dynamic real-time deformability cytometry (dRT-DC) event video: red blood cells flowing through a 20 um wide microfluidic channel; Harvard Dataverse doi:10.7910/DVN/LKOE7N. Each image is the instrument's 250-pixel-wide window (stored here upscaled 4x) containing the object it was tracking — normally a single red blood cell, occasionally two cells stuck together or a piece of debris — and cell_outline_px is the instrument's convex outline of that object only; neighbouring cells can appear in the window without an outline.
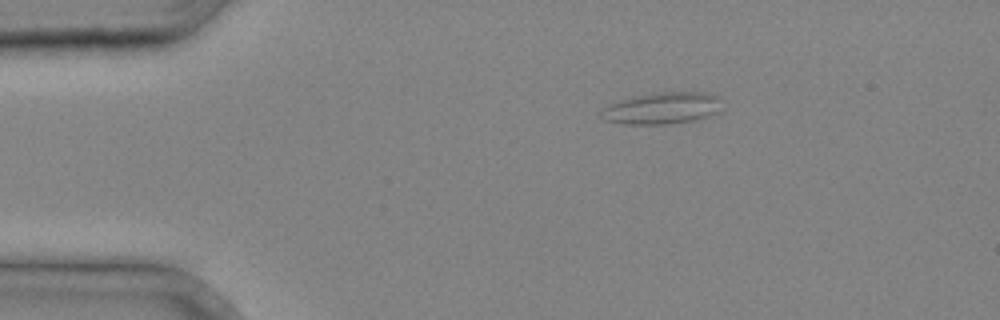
{"species": "common noctule bat (a hibernating species)", "species_latin": "Nyctalus noctula", "temperature_condition": "cold", "stored_images_in_passage": 6, "camera_frame_rate_fps": 3000, "um_per_image_px": 0.085, "animal": {"sex": "male", "body_mass_g": 20.4}, "frame": {"image": 1, "passage_image": 1, "time_ms": 0.0, "image_size_px": [1000, 320], "cell_outline_px": [[720, 112], [696, 120], [664, 124], [628, 124], [604, 120], [600, 116], [600, 112], [608, 104], [632, 96], [656, 92], [708, 92], [720, 96]], "centroid_in_image_um": [56.3, 9.18], "position_along_channel_um": 28.7, "area_um2": 22.54}}